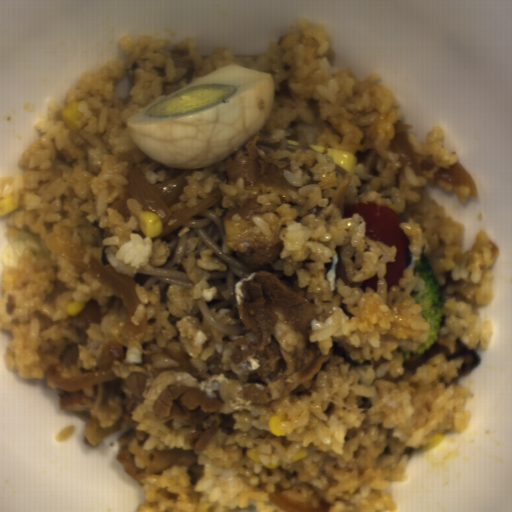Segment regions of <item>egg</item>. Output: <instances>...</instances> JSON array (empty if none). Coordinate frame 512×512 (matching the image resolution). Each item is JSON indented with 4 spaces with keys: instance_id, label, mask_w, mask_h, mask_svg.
<instances>
[{
    "instance_id": "egg-1",
    "label": "egg",
    "mask_w": 512,
    "mask_h": 512,
    "mask_svg": "<svg viewBox=\"0 0 512 512\" xmlns=\"http://www.w3.org/2000/svg\"><path fill=\"white\" fill-rule=\"evenodd\" d=\"M275 92L272 74L232 63L144 105L126 118V128L159 164L204 168L264 128Z\"/></svg>"
}]
</instances>
